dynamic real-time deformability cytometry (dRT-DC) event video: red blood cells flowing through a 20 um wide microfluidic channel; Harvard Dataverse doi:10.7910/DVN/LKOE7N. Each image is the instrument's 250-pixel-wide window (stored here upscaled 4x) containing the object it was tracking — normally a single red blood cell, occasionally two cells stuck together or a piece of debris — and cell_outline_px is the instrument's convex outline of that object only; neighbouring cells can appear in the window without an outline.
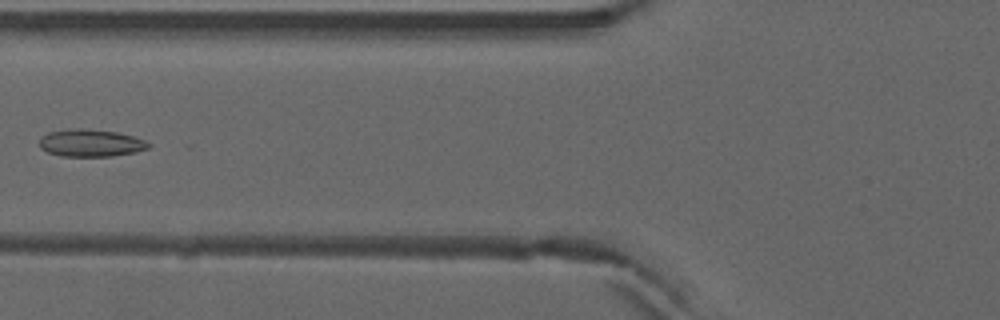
{"species": "common noctule bat (a hibernating species)", "species_latin": "Nyctalus noctula", "temperature_condition": "warm", "stored_images_in_passage": 6, "camera_frame_rate_fps": 3000, "um_per_image_px": 0.085, "animal": {"sex": "male", "forearm_length_mm": 52.5}, "frame": {"image": 1, "passage_image": 5, "time_ms": 1.333, "image_size_px": [1000, 320], "cell_outline_px": [[152, 144], [148, 148], [132, 152], [112, 156], [60, 156], [48, 152], [40, 148], [40, 140], [48, 132], [68, 128], [84, 128], [116, 132], [132, 136], [144, 140]], "centroid_in_image_um": [7.69, 12.14], "position_along_channel_um": 118.1, "area_um2": 17.28}}
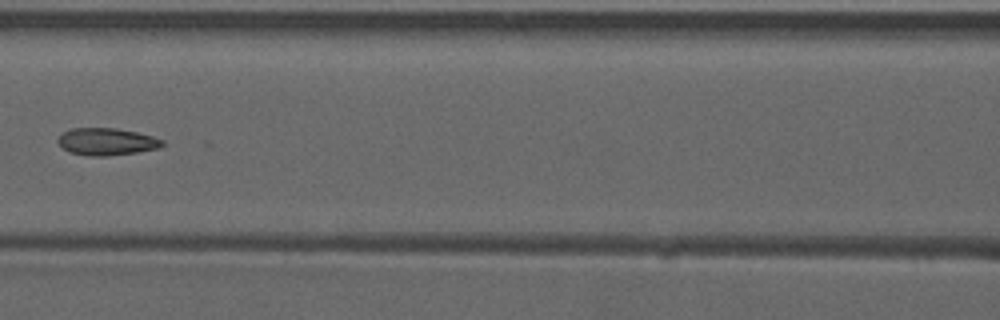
{"frame": {"image": 2, "passage_image": 6, "time_ms": 1.667, "image_size_px": [1000, 320], "cell_outline_px": [[164, 144], [160, 148], [136, 152], [108, 156], [88, 156], [68, 152], [56, 140], [64, 132], [72, 128], [116, 128], [136, 132], [152, 136], [164, 140]], "centroid_in_image_um": [9.08, 12.04], "position_along_channel_um": 157.5, "area_um2": 16.53}}